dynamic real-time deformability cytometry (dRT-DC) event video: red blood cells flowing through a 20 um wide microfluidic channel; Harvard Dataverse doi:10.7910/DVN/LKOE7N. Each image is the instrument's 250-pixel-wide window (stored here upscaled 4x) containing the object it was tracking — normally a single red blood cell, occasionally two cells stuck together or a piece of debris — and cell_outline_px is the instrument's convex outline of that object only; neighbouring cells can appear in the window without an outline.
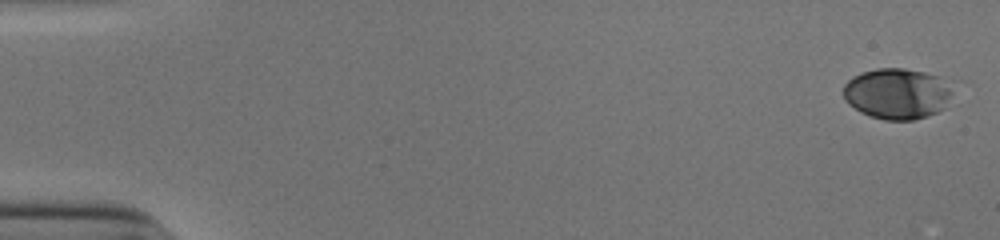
{"species": "human", "species_latin": "Homo sapiens", "temperature_condition": "cold", "stored_images_in_passage": 53, "camera_frame_rate_fps": 3000, "um_per_image_px": 0.085, "donor": {"sex": "male"}, "frame": {"image": 1, "passage_image": 1, "time_ms": 0.0, "image_size_px": [1000, 240], "cell_outline_px": [[952, 92], [948, 108], [928, 116], [912, 120], [884, 120], [868, 116], [860, 112], [848, 104], [844, 100], [844, 84], [852, 76], [860, 72], [876, 68], [904, 68], [924, 72], [936, 76], [952, 84]], "centroid_in_image_um": [76.27, 7.97], "position_along_channel_um": 8.7, "area_um2": 33.0}}
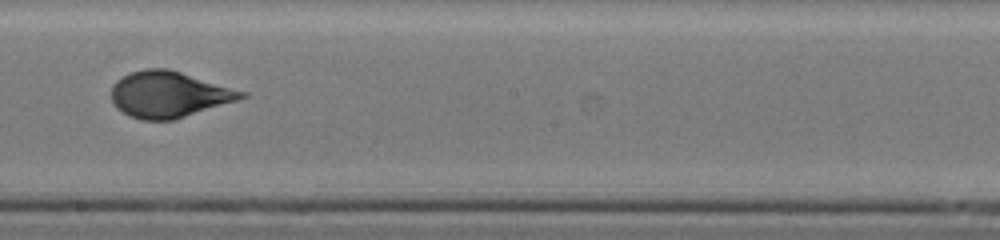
{"frame": {"image": 2, "passage_image": 31, "time_ms": 10.0, "image_size_px": [1000, 240], "cell_outline_px": [[248, 96], [176, 120], [140, 120], [128, 116], [116, 108], [112, 104], [112, 84], [116, 80], [132, 72], [148, 68], [168, 68], [248, 92]], "centroid_in_image_um": [14.34, 8.04], "position_along_channel_um": 233.9, "area_um2": 35.08}}
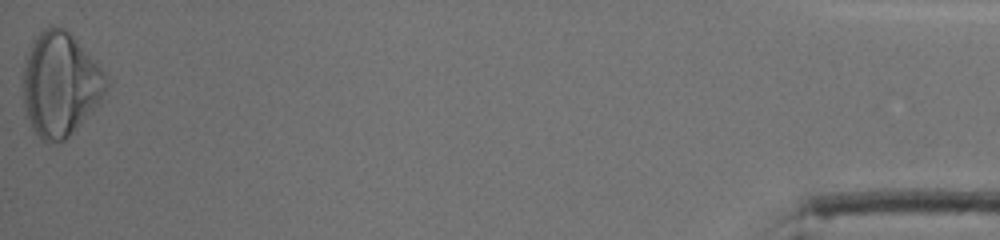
{"frame": {"image": 3, "passage_image": 53, "time_ms": 17.333, "image_size_px": [1000, 240], "cell_outline_px": [[108, 84], [100, 100], [92, 112], [64, 140], [44, 140], [32, 128], [24, 116], [24, 60], [32, 40], [44, 28], [52, 24], [56, 24], [64, 28], [76, 40], [104, 72], [108, 80]], "centroid_in_image_um": [5.09, 7.13], "position_along_channel_um": 430.1, "area_um2": 49.82}, "authors_computed_cell_mechanics": {"area_um2": 34.9112, "velocity_mm_per_s": 3.902, "shape_relaxation_time_tau1_ms": 4.6772, "shape_relaxation_time_tau2_ms": null, "deformation_change_tau1": 0.1786, "deformation_change_tau2": null}}